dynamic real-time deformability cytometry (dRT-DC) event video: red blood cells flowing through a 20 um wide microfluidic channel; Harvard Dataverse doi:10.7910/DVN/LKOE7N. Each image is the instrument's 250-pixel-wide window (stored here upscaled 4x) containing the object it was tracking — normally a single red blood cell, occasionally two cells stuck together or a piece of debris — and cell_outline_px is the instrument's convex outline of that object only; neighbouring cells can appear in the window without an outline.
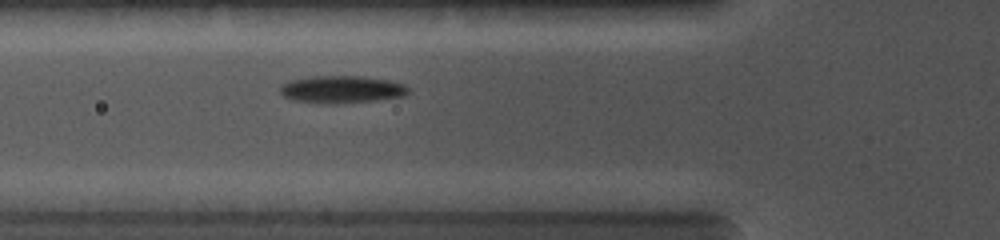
{"species": "common noctule bat (a hibernating species)", "species_latin": "Nyctalus noctula", "temperature_condition": "cold", "stored_images_in_passage": 19, "camera_frame_rate_fps": 5000, "um_per_image_px": 0.085, "animal": {"sex": "female", "body_mass_g": 19.0, "forearm_length_mm": 56.7}, "frame": {"image": 1, "passage_image": 11, "time_ms": 2.4, "image_size_px": [1000, 240], "cell_outline_px": [[408, 92], [404, 96], [376, 100], [296, 100], [284, 96], [280, 92], [280, 88], [288, 80], [312, 76], [360, 76], [388, 80], [404, 84], [408, 88]], "centroid_in_image_um": [29.09, 7.53], "position_along_channel_um": 96.7, "area_um2": 19.07}}
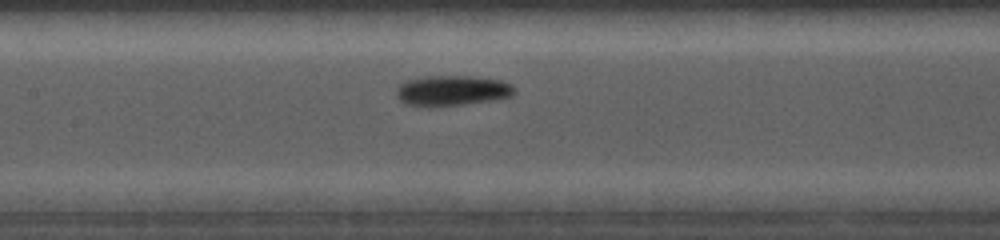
{"frame": {"image": 2, "passage_image": 16, "time_ms": 4.0, "image_size_px": [1000, 240], "cell_outline_px": [[516, 92], [512, 96], [496, 100], [464, 104], [408, 104], [400, 100], [396, 96], [396, 92], [400, 84], [408, 80], [428, 76], [468, 76], [500, 80], [512, 84]], "centroid_in_image_um": [38.51, 7.67], "position_along_channel_um": 168.9, "area_um2": 20.23}}